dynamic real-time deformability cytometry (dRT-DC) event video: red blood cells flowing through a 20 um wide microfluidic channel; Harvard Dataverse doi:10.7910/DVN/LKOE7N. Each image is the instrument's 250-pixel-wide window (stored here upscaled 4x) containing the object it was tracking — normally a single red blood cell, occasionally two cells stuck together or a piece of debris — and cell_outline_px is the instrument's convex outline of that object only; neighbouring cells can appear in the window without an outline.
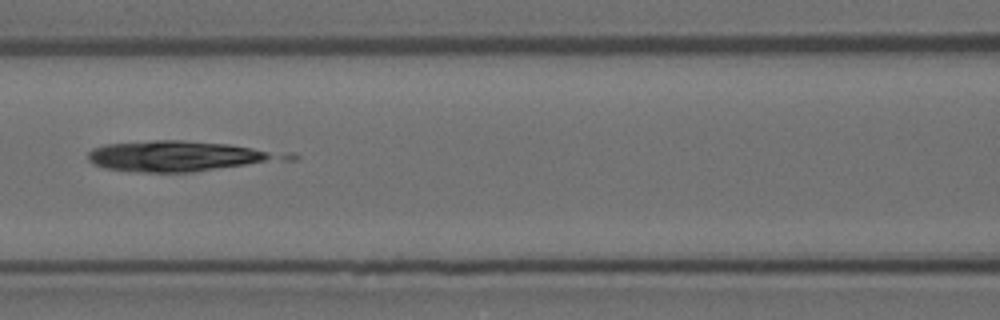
{"species": "Egyptian fruit bat (a non-hibernating species)", "species_latin": "Rousettus aegyptiacus", "temperature_condition": "room temperature", "stored_images_in_passage": 8, "camera_frame_rate_fps": 3000, "um_per_image_px": 0.085, "animal": {"sex": "female"}, "frame": {"image": 1, "passage_image": 4, "time_ms": 1.0, "image_size_px": [1000, 320], "cell_outline_px": [[300, 156], [296, 160], [192, 172], [136, 172], [104, 168], [88, 160], [88, 152], [92, 148], [108, 144], [152, 140], [184, 140], [228, 144], [296, 152]], "centroid_in_image_um": [15.5, 13.27], "position_along_channel_um": 151.1, "area_um2": 36.13}}
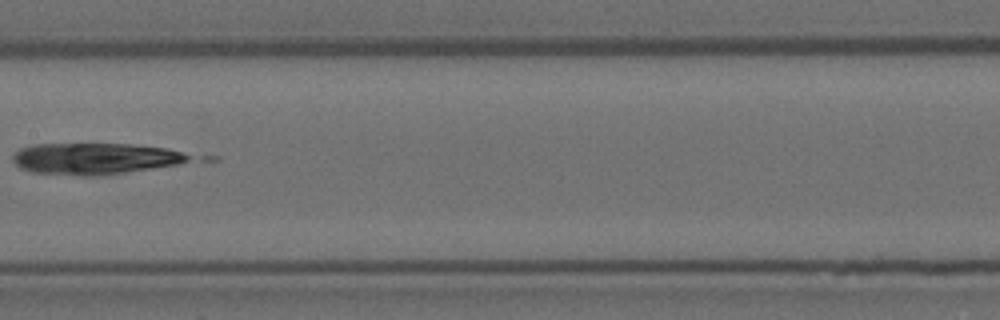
{"frame": {"image": 2, "passage_image": 5, "time_ms": 1.333, "image_size_px": [1000, 320], "cell_outline_px": [[192, 156], [188, 160], [176, 164], [104, 176], [80, 176], [32, 172], [20, 168], [12, 160], [12, 156], [20, 148], [32, 144], [132, 144], [168, 148], [184, 152]], "centroid_in_image_um": [8.05, 13.48], "position_along_channel_um": 199.4, "area_um2": 32.43}}
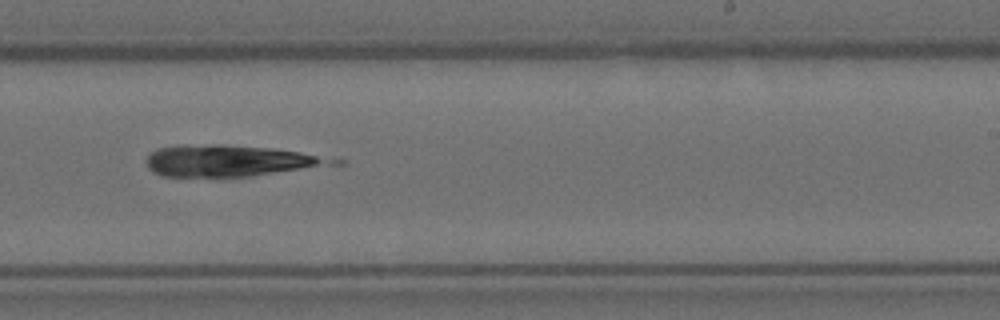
{"frame": {"image": 3, "passage_image": 7, "time_ms": 2.0, "image_size_px": [1000, 320], "cell_outline_px": [[344, 164], [252, 176], [160, 176], [152, 172], [148, 168], [148, 156], [156, 148], [216, 144], [220, 144], [272, 148], [300, 152], [344, 160]], "centroid_in_image_um": [19.67, 13.68], "position_along_channel_um": 269.3, "area_um2": 33.93}}